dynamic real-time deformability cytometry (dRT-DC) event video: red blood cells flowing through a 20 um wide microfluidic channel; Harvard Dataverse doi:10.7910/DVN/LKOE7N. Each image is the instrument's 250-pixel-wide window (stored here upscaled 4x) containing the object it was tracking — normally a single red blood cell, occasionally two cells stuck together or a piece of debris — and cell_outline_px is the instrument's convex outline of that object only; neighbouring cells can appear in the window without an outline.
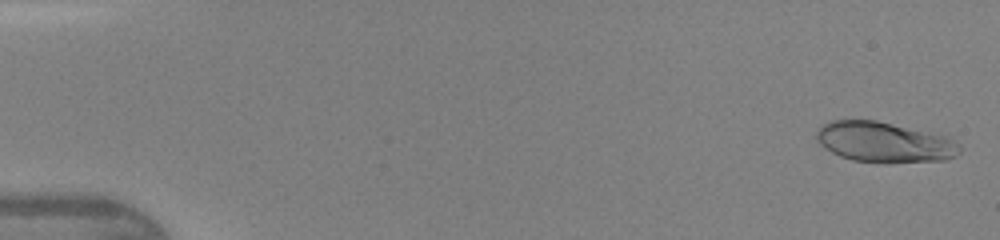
{"species": "human", "species_latin": "Homo sapiens", "temperature_condition": "warm", "stored_images_in_passage": 46, "camera_frame_rate_fps": 3000, "um_per_image_px": 0.085, "donor": {"sex": "female"}, "frame": {"image": 1, "passage_image": 1, "time_ms": 0.0, "image_size_px": [1000, 240], "cell_outline_px": [[960, 152], [956, 156], [944, 160], [884, 164], [852, 160], [840, 156], [832, 152], [820, 144], [816, 136], [816, 132], [824, 124], [832, 120], [876, 120], [948, 136], [960, 144]], "centroid_in_image_um": [75.2, 12.1], "position_along_channel_um": 9.8, "area_um2": 33.99}}
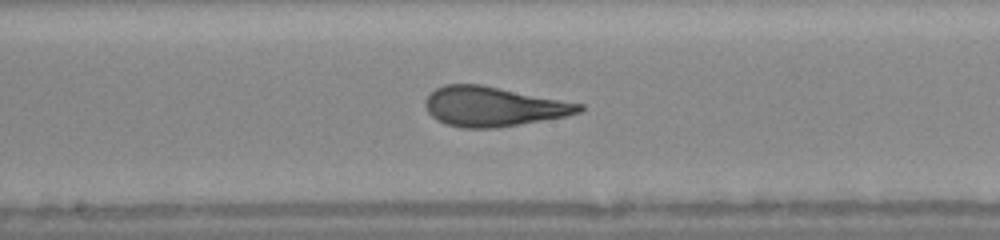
{"frame": {"image": 2, "passage_image": 25, "time_ms": 8.0, "image_size_px": [1000, 240], "cell_outline_px": [[584, 108], [580, 112], [564, 116], [520, 124], [496, 128], [464, 128], [444, 124], [436, 120], [428, 112], [424, 104], [428, 96], [436, 88], [444, 84], [480, 84], [584, 104]], "centroid_in_image_um": [41.9, 9.06], "position_along_channel_um": 206.3, "area_um2": 35.37}}
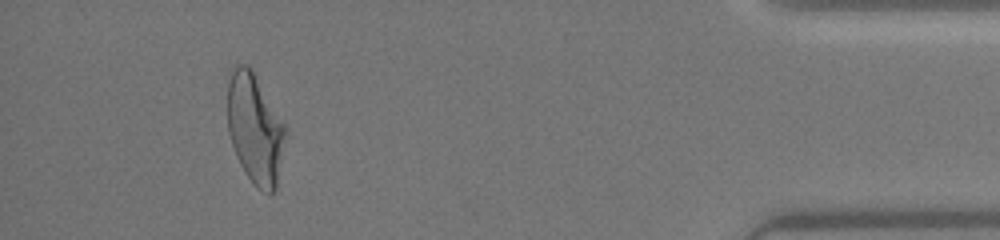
{"frame": {"image": 3, "passage_image": 43, "time_ms": 14.0, "image_size_px": [1000, 240], "cell_outline_px": [[288, 128], [276, 188], [272, 192], [268, 192], [256, 188], [244, 172], [240, 164], [232, 144], [228, 132], [228, 72], [232, 64], [248, 64], [252, 68]], "centroid_in_image_um": [21.68, 10.87], "position_along_channel_um": 413.5, "area_um2": 37.8}, "authors_computed_cell_mechanics": {"area_um2": 34.9979, "velocity_mm_per_s": 4.335, "shape_relaxation_time_tau1_ms": 3.3348, "shape_relaxation_time_tau2_ms": 0.6087, "deformation_change_tau1": 0.1854, "deformation_change_tau2": 0.0787}}